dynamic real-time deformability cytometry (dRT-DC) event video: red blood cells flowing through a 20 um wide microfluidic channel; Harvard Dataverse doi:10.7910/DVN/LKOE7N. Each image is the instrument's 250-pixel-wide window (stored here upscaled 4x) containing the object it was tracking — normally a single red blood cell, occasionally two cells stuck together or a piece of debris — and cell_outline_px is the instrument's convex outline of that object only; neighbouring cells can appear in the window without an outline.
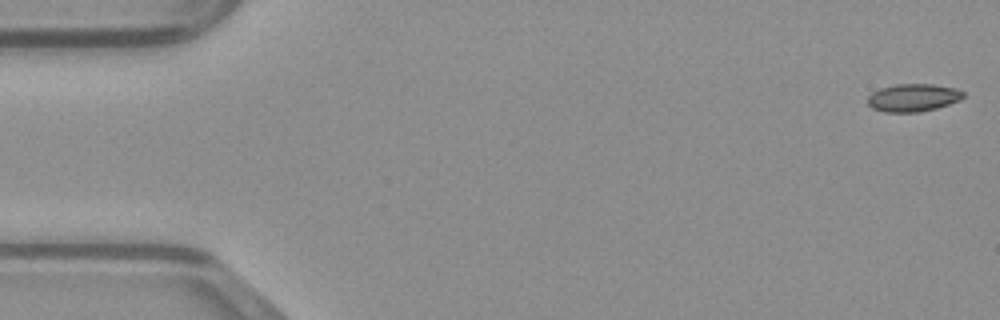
{"species": "common noctule bat (a hibernating species)", "species_latin": "Nyctalus noctula", "temperature_condition": "warm", "stored_images_in_passage": 48, "camera_frame_rate_fps": 3000, "um_per_image_px": 0.085, "animal": {"sex": "male", "body_mass_g": 23.1, "forearm_length_mm": 52.7}, "frame": {"image": 1, "passage_image": 1, "time_ms": 0.0, "image_size_px": [1000, 320], "cell_outline_px": [[964, 96], [960, 100], [936, 108], [920, 112], [884, 112], [872, 108], [868, 104], [868, 96], [872, 92], [880, 88], [896, 84], [932, 84], [956, 88], [964, 92]], "centroid_in_image_um": [77.61, 8.3], "position_along_channel_um": 7.4, "area_um2": 15.49}}
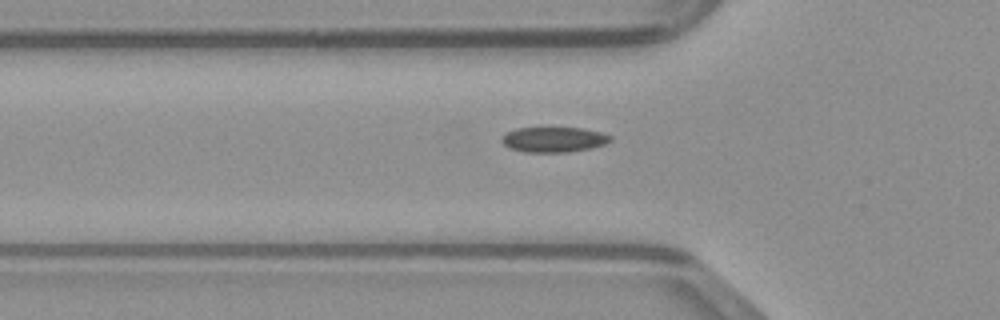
{"frame": {"image": 2, "passage_image": 16, "time_ms": 5.0, "image_size_px": [1000, 320], "cell_outline_px": [[612, 140], [604, 144], [592, 148], [568, 152], [524, 152], [508, 148], [500, 140], [508, 132], [516, 128], [584, 128], [600, 132], [612, 136]], "centroid_in_image_um": [47.08, 11.87], "position_along_channel_um": 78.7, "area_um2": 15.95}}
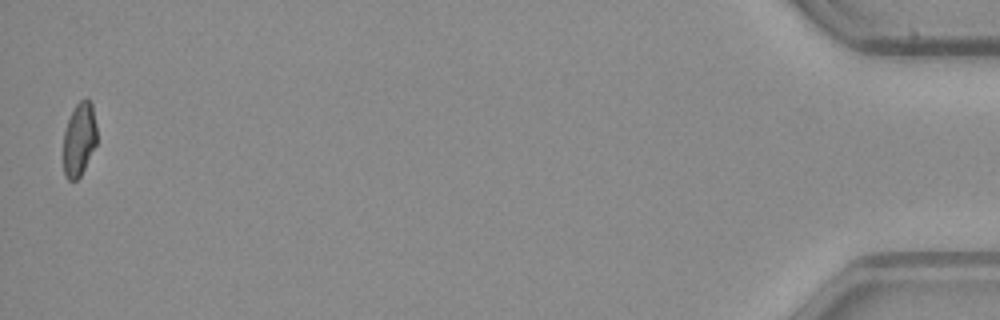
{"frame": {"image": 3, "passage_image": 48, "time_ms": 15.667, "image_size_px": [1000, 320], "cell_outline_px": [[96, 144], [80, 176], [76, 180], [68, 180], [64, 176], [64, 132], [68, 120], [76, 104], [80, 100], [88, 100], [92, 104], [96, 124]], "centroid_in_image_um": [6.73, 11.85], "position_along_channel_um": 428.5, "area_um2": 14.1}}